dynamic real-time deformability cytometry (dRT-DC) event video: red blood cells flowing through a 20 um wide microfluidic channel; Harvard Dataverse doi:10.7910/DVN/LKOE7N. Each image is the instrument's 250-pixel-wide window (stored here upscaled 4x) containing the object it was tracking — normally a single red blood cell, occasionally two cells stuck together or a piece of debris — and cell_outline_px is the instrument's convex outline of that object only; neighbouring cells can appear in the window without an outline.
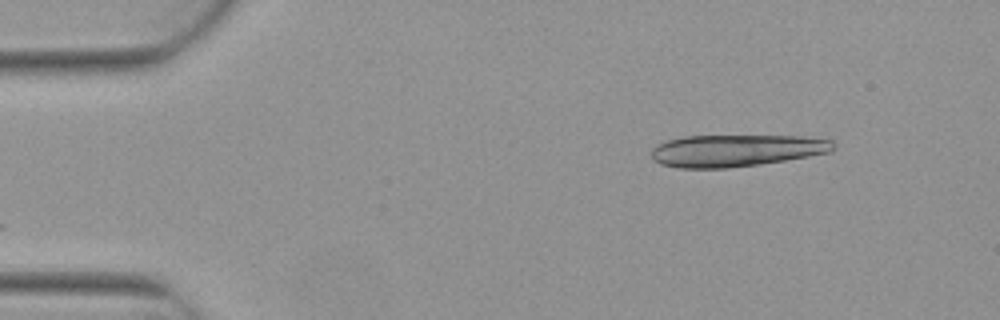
{"species": "Egyptian fruit bat (a non-hibernating species)", "species_latin": "Rousettus aegyptiacus", "temperature_condition": "warm", "stored_images_in_passage": 6, "camera_frame_rate_fps": 3000, "um_per_image_px": 0.085, "animal": {"sex": "female"}, "frame": {"image": 1, "passage_image": 2, "time_ms": 0.333, "image_size_px": [1000, 320], "cell_outline_px": [[836, 148], [832, 152], [760, 164], [728, 168], [680, 168], [660, 164], [652, 160], [652, 148], [656, 144], [668, 140], [684, 136], [800, 136], [832, 140]], "centroid_in_image_um": [62.55, 12.79], "position_along_channel_um": 22.4, "area_um2": 33.99}}
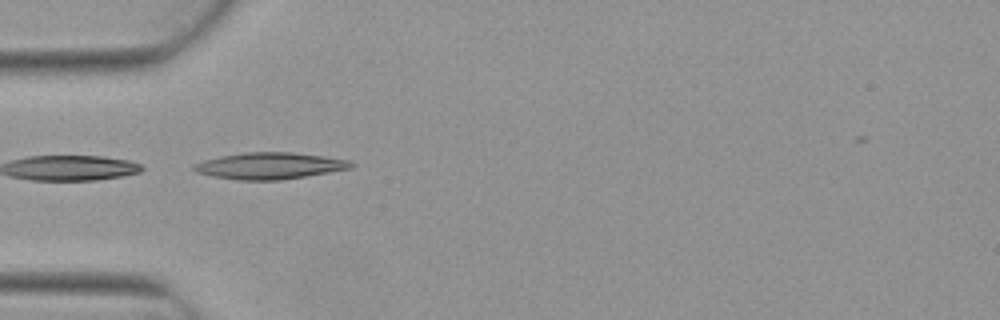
{"frame": {"image": 2, "passage_image": 5, "time_ms": 1.333, "image_size_px": [1000, 320], "cell_outline_px": [[356, 164], [352, 168], [280, 180], [240, 180], [212, 176], [196, 172], [192, 168], [192, 164], [204, 160], [220, 156], [244, 152], [292, 152], [348, 160]], "centroid_in_image_um": [22.88, 14.09], "position_along_channel_um": 62.1, "area_um2": 24.16}}
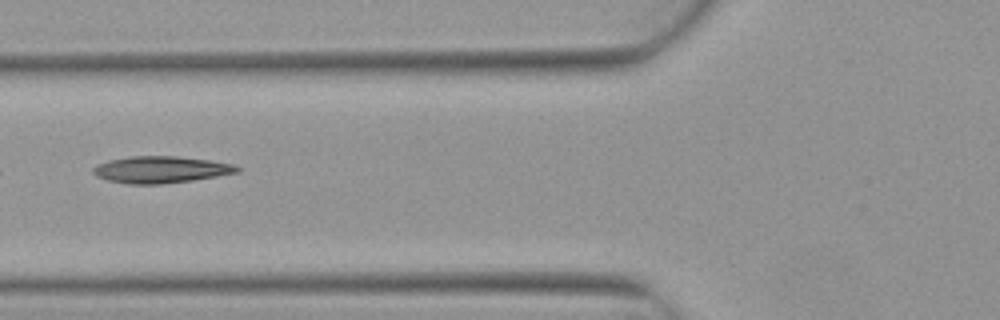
{"frame": {"image": 3, "passage_image": 6, "time_ms": 1.667, "image_size_px": [1000, 320], "cell_outline_px": [[240, 172], [192, 180], [160, 184], [128, 184], [108, 180], [96, 176], [92, 172], [92, 168], [96, 164], [108, 160], [128, 156], [176, 156], [212, 160], [232, 164], [240, 168]], "centroid_in_image_um": [13.63, 14.41], "position_along_channel_um": 112.2, "area_um2": 22.54}}